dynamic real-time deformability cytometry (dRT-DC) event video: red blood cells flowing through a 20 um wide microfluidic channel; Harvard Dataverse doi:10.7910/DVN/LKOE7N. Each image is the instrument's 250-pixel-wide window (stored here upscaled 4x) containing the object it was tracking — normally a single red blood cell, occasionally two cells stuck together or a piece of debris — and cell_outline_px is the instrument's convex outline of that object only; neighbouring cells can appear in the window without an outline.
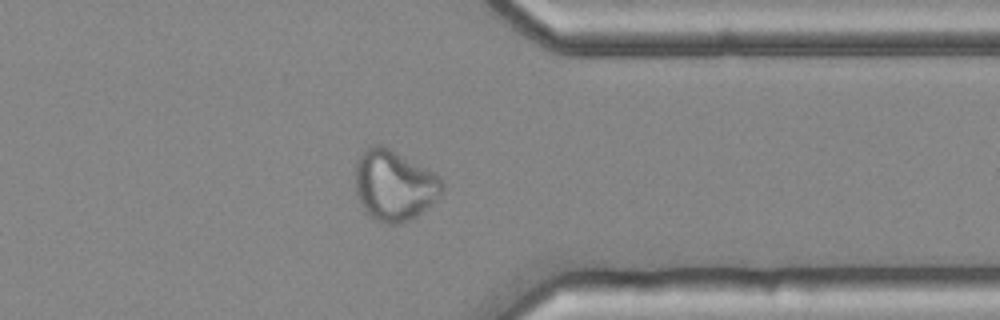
{"species": "common noctule bat (a hibernating species)", "species_latin": "Nyctalus noctula", "temperature_condition": "cold", "stored_images_in_passage": 38, "camera_frame_rate_fps": 3000, "um_per_image_px": 0.085, "animal": {"sex": "female", "body_mass_g": 25.1}, "frame": {"image": 1, "passage_image": 27, "time_ms": 8.667, "image_size_px": [1000, 320], "cell_outline_px": [[444, 188], [416, 216], [400, 224], [384, 224], [376, 220], [364, 212], [360, 204], [356, 192], [356, 160], [360, 152], [364, 148], [372, 144], [380, 144], [436, 172], [444, 180]], "centroid_in_image_um": [33.46, 15.73], "position_along_channel_um": 377.9, "area_um2": 35.78}}